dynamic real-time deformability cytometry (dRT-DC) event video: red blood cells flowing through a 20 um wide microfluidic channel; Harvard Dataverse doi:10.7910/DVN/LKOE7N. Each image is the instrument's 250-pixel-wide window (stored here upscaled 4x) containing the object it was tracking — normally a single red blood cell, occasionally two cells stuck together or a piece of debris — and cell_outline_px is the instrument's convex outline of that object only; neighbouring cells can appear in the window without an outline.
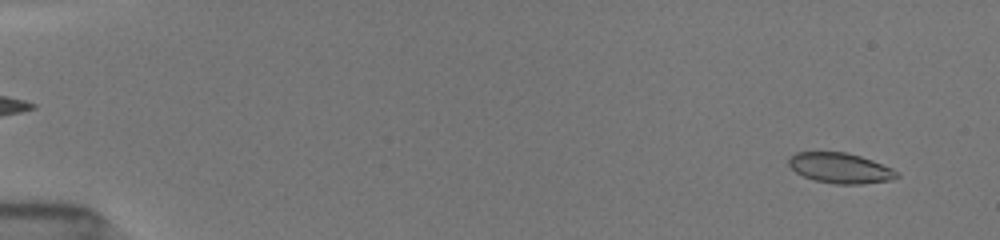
{"species": "common noctule bat (a hibernating species)", "species_latin": "Nyctalus noctula", "temperature_condition": "room temperature", "stored_images_in_passage": 61, "camera_frame_rate_fps": 3000, "um_per_image_px": 0.085, "animal": {"sex": "female", "body_mass_g": 19.5, "forearm_length_mm": 54.1}, "frame": {"image": 1, "passage_image": 6, "time_ms": 1.0, "image_size_px": [1000, 240], "cell_outline_px": [[900, 176], [892, 180], [860, 184], [836, 184], [816, 180], [804, 176], [796, 172], [788, 164], [788, 156], [796, 152], [848, 152], [872, 160], [892, 168], [900, 172]], "centroid_in_image_um": [71.44, 14.28], "position_along_channel_um": 13.6, "area_um2": 19.19}}
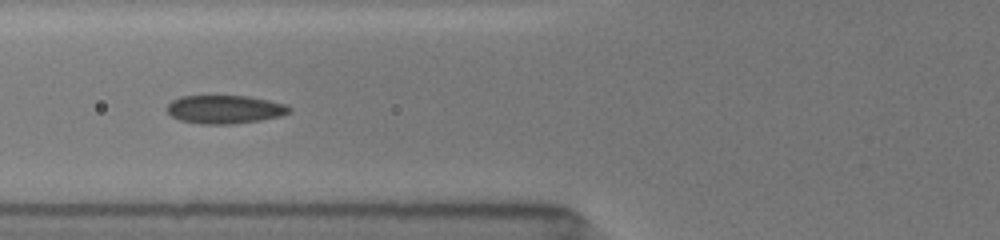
{"frame": {"image": 2, "passage_image": 35, "time_ms": 7.0, "image_size_px": [1000, 240], "cell_outline_px": [[292, 112], [280, 116], [260, 120], [232, 124], [200, 124], [180, 120], [172, 116], [168, 112], [168, 104], [172, 100], [180, 96], [248, 96], [288, 104], [292, 108]], "centroid_in_image_um": [19.15, 9.29], "position_along_channel_um": 106.7, "area_um2": 20.29}}
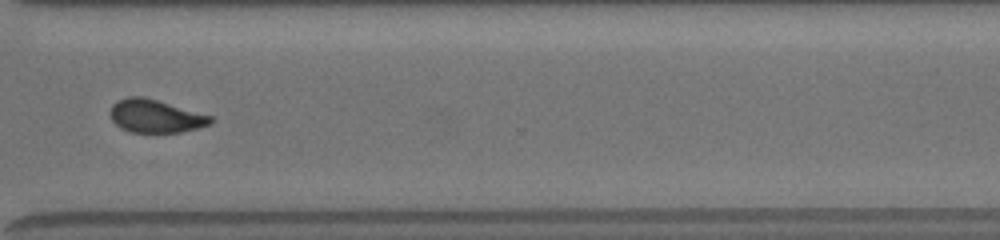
{"frame": {"image": 3, "passage_image": 60, "time_ms": 13.333, "image_size_px": [1000, 240], "cell_outline_px": [[212, 124], [180, 132], [132, 132], [120, 128], [112, 120], [112, 104], [116, 100], [128, 96], [144, 96], [212, 116]], "centroid_in_image_um": [13.21, 9.86], "position_along_channel_um": 357.4, "area_um2": 19.19}}